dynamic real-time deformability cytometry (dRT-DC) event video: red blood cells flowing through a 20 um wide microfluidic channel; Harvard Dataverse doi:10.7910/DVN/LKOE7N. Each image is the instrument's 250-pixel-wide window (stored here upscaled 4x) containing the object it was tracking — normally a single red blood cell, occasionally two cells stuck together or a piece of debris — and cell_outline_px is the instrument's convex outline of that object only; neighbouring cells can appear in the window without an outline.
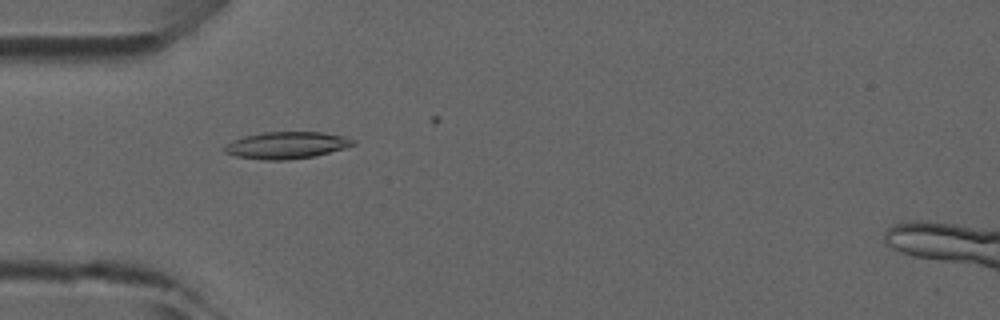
{"species": "common noctule bat (a hibernating species)", "species_latin": "Nyctalus noctula", "temperature_condition": "room temperature", "stored_images_in_passage": 18, "camera_frame_rate_fps": 3000, "um_per_image_px": 0.085, "animal": {"sex": "male", "forearm_length_mm": 52.5}, "frame": {"image": 1, "passage_image": 15, "time_ms": 4.667, "image_size_px": [1000, 320], "cell_outline_px": [[356, 144], [344, 148], [312, 156], [284, 160], [264, 160], [236, 156], [224, 152], [220, 148], [232, 140], [244, 136], [264, 132], [320, 132], [344, 136], [356, 140]], "centroid_in_image_um": [24.31, 12.34], "position_along_channel_um": 60.7, "area_um2": 20.11}}